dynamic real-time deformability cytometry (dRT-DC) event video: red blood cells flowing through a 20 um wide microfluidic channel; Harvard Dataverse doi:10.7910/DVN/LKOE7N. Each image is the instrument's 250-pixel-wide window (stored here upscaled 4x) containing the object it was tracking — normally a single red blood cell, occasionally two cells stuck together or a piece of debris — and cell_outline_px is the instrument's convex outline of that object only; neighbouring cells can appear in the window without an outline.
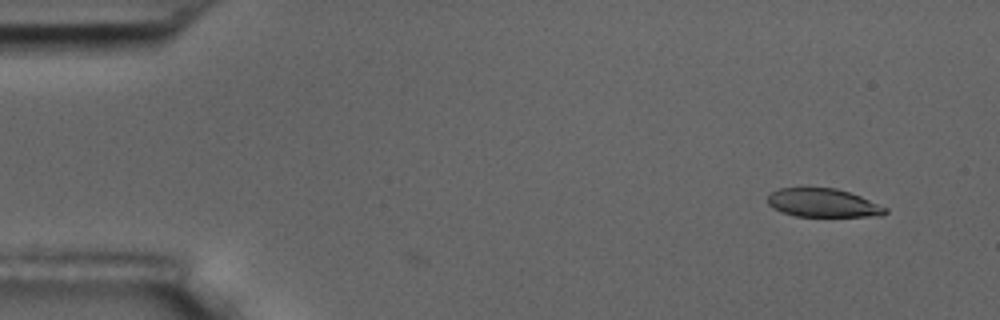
{"species": "common noctule bat (a hibernating species)", "species_latin": "Nyctalus noctula", "temperature_condition": "room temperature", "stored_images_in_passage": 5, "camera_frame_rate_fps": 3000, "um_per_image_px": 0.085, "animal": {"sex": "male", "body_mass_g": 17.5, "forearm_length_mm": 52.3}, "frame": {"image": 1, "passage_image": 5, "time_ms": 1.333, "image_size_px": [1000, 320], "cell_outline_px": [[888, 212], [880, 216], [796, 216], [772, 208], [768, 204], [768, 196], [772, 192], [780, 188], [836, 188], [860, 196], [888, 208]], "centroid_in_image_um": [69.97, 17.25], "position_along_channel_um": 15.0, "area_um2": 19.36}}